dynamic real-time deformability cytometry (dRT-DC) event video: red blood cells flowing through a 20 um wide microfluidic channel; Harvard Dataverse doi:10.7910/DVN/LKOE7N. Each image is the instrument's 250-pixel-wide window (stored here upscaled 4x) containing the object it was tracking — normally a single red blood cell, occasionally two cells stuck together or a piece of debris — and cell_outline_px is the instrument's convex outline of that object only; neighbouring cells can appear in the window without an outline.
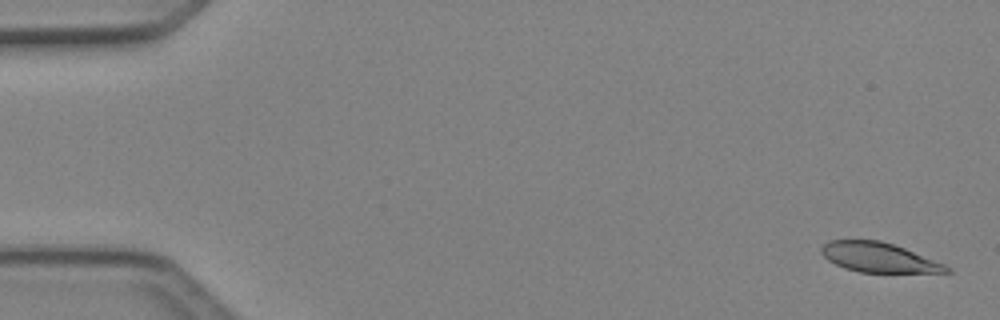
{"species": "Egyptian fruit bat (a non-hibernating species)", "species_latin": "Rousettus aegyptiacus", "temperature_condition": "cold", "stored_images_in_passage": 4, "camera_frame_rate_fps": 3000, "um_per_image_px": 0.085, "animal": {"sex": "female"}, "frame": {"image": 1, "passage_image": 1, "time_ms": 0.0, "image_size_px": [1000, 320], "cell_outline_px": [[952, 272], [860, 272], [844, 268], [828, 260], [820, 252], [820, 248], [828, 240], [880, 240], [904, 248], [944, 264], [952, 268]], "centroid_in_image_um": [74.66, 21.88], "position_along_channel_um": 10.3, "area_um2": 21.39}}
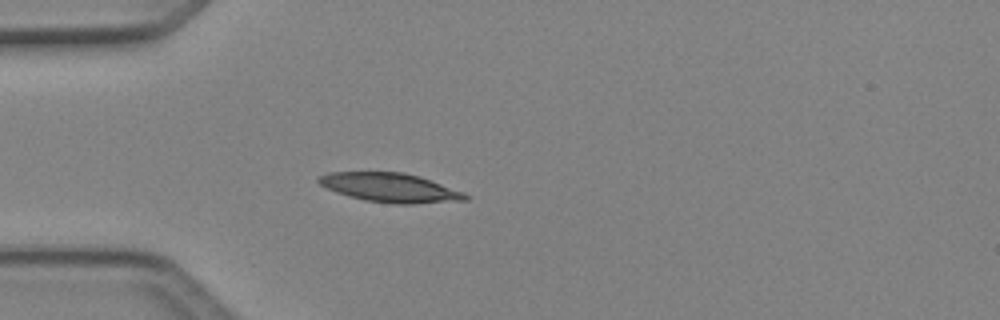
{"frame": {"image": 2, "passage_image": 4, "time_ms": 1.0, "image_size_px": [1000, 320], "cell_outline_px": [[472, 196], [468, 200], [412, 204], [396, 204], [364, 200], [348, 196], [336, 192], [320, 184], [316, 180], [320, 176], [328, 172], [404, 172], [464, 192]], "centroid_in_image_um": [33.16, 15.96], "position_along_channel_um": 51.8, "area_um2": 24.68}}